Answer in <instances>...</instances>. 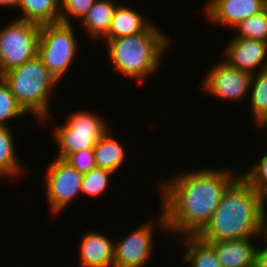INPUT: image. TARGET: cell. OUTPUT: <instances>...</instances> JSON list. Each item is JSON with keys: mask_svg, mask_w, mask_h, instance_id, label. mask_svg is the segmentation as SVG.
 Returning a JSON list of instances; mask_svg holds the SVG:
<instances>
[{"mask_svg": "<svg viewBox=\"0 0 267 267\" xmlns=\"http://www.w3.org/2000/svg\"><path fill=\"white\" fill-rule=\"evenodd\" d=\"M65 161L82 174L88 173L96 167L93 149L74 152Z\"/></svg>", "mask_w": 267, "mask_h": 267, "instance_id": "26", "label": "cell"}, {"mask_svg": "<svg viewBox=\"0 0 267 267\" xmlns=\"http://www.w3.org/2000/svg\"><path fill=\"white\" fill-rule=\"evenodd\" d=\"M156 222L145 221L118 243L114 242L113 267H145L154 251Z\"/></svg>", "mask_w": 267, "mask_h": 267, "instance_id": "10", "label": "cell"}, {"mask_svg": "<svg viewBox=\"0 0 267 267\" xmlns=\"http://www.w3.org/2000/svg\"><path fill=\"white\" fill-rule=\"evenodd\" d=\"M102 118L95 112L80 110L70 114L65 124L56 126L52 132L59 147L56 158L65 160L74 152L94 149L97 141L110 128Z\"/></svg>", "mask_w": 267, "mask_h": 267, "instance_id": "6", "label": "cell"}, {"mask_svg": "<svg viewBox=\"0 0 267 267\" xmlns=\"http://www.w3.org/2000/svg\"><path fill=\"white\" fill-rule=\"evenodd\" d=\"M256 191L258 208L261 213L267 212V182L266 183H249Z\"/></svg>", "mask_w": 267, "mask_h": 267, "instance_id": "28", "label": "cell"}, {"mask_svg": "<svg viewBox=\"0 0 267 267\" xmlns=\"http://www.w3.org/2000/svg\"><path fill=\"white\" fill-rule=\"evenodd\" d=\"M251 77V73L233 68L220 59L205 73L200 85L201 89L212 97L235 103L247 99Z\"/></svg>", "mask_w": 267, "mask_h": 267, "instance_id": "9", "label": "cell"}, {"mask_svg": "<svg viewBox=\"0 0 267 267\" xmlns=\"http://www.w3.org/2000/svg\"><path fill=\"white\" fill-rule=\"evenodd\" d=\"M40 27L14 19L0 28V76L37 56Z\"/></svg>", "mask_w": 267, "mask_h": 267, "instance_id": "7", "label": "cell"}, {"mask_svg": "<svg viewBox=\"0 0 267 267\" xmlns=\"http://www.w3.org/2000/svg\"><path fill=\"white\" fill-rule=\"evenodd\" d=\"M112 241L100 232H85L79 245L80 267H113Z\"/></svg>", "mask_w": 267, "mask_h": 267, "instance_id": "14", "label": "cell"}, {"mask_svg": "<svg viewBox=\"0 0 267 267\" xmlns=\"http://www.w3.org/2000/svg\"><path fill=\"white\" fill-rule=\"evenodd\" d=\"M25 114L27 113L17 103L8 85L0 77V126L11 127L7 121L11 122L16 117L21 118Z\"/></svg>", "mask_w": 267, "mask_h": 267, "instance_id": "24", "label": "cell"}, {"mask_svg": "<svg viewBox=\"0 0 267 267\" xmlns=\"http://www.w3.org/2000/svg\"><path fill=\"white\" fill-rule=\"evenodd\" d=\"M115 140L111 129L97 141L93 149L96 167L104 168L117 173L125 160V147Z\"/></svg>", "mask_w": 267, "mask_h": 267, "instance_id": "18", "label": "cell"}, {"mask_svg": "<svg viewBox=\"0 0 267 267\" xmlns=\"http://www.w3.org/2000/svg\"><path fill=\"white\" fill-rule=\"evenodd\" d=\"M228 41L222 53L229 66L255 74L267 68V42L241 37ZM226 58V59H225Z\"/></svg>", "mask_w": 267, "mask_h": 267, "instance_id": "11", "label": "cell"}, {"mask_svg": "<svg viewBox=\"0 0 267 267\" xmlns=\"http://www.w3.org/2000/svg\"><path fill=\"white\" fill-rule=\"evenodd\" d=\"M249 97L255 125L267 120V68L252 74Z\"/></svg>", "mask_w": 267, "mask_h": 267, "instance_id": "21", "label": "cell"}, {"mask_svg": "<svg viewBox=\"0 0 267 267\" xmlns=\"http://www.w3.org/2000/svg\"><path fill=\"white\" fill-rule=\"evenodd\" d=\"M115 174L110 170L95 167L88 173H85L81 184V194L89 197H97L104 194L109 188L110 178Z\"/></svg>", "mask_w": 267, "mask_h": 267, "instance_id": "23", "label": "cell"}, {"mask_svg": "<svg viewBox=\"0 0 267 267\" xmlns=\"http://www.w3.org/2000/svg\"><path fill=\"white\" fill-rule=\"evenodd\" d=\"M234 37L267 42V6L257 14L241 21L235 28Z\"/></svg>", "mask_w": 267, "mask_h": 267, "instance_id": "22", "label": "cell"}, {"mask_svg": "<svg viewBox=\"0 0 267 267\" xmlns=\"http://www.w3.org/2000/svg\"><path fill=\"white\" fill-rule=\"evenodd\" d=\"M15 96L17 103L40 123L49 122L52 117L49 98L59 82L41 59L36 56L21 66L0 76Z\"/></svg>", "mask_w": 267, "mask_h": 267, "instance_id": "4", "label": "cell"}, {"mask_svg": "<svg viewBox=\"0 0 267 267\" xmlns=\"http://www.w3.org/2000/svg\"><path fill=\"white\" fill-rule=\"evenodd\" d=\"M19 0H0V7H11L17 9Z\"/></svg>", "mask_w": 267, "mask_h": 267, "instance_id": "31", "label": "cell"}, {"mask_svg": "<svg viewBox=\"0 0 267 267\" xmlns=\"http://www.w3.org/2000/svg\"><path fill=\"white\" fill-rule=\"evenodd\" d=\"M72 24L62 22L42 25L37 56L48 71L60 81L69 71L79 46Z\"/></svg>", "mask_w": 267, "mask_h": 267, "instance_id": "5", "label": "cell"}, {"mask_svg": "<svg viewBox=\"0 0 267 267\" xmlns=\"http://www.w3.org/2000/svg\"><path fill=\"white\" fill-rule=\"evenodd\" d=\"M261 214L255 189L240 175L197 237L202 241L258 238Z\"/></svg>", "mask_w": 267, "mask_h": 267, "instance_id": "2", "label": "cell"}, {"mask_svg": "<svg viewBox=\"0 0 267 267\" xmlns=\"http://www.w3.org/2000/svg\"><path fill=\"white\" fill-rule=\"evenodd\" d=\"M97 0H61L60 22L72 24L71 19L80 21Z\"/></svg>", "mask_w": 267, "mask_h": 267, "instance_id": "25", "label": "cell"}, {"mask_svg": "<svg viewBox=\"0 0 267 267\" xmlns=\"http://www.w3.org/2000/svg\"><path fill=\"white\" fill-rule=\"evenodd\" d=\"M260 160L254 164L246 172L240 175L248 183H266L267 182V152L259 158Z\"/></svg>", "mask_w": 267, "mask_h": 267, "instance_id": "27", "label": "cell"}, {"mask_svg": "<svg viewBox=\"0 0 267 267\" xmlns=\"http://www.w3.org/2000/svg\"><path fill=\"white\" fill-rule=\"evenodd\" d=\"M161 30L152 23L141 33L104 40L114 70L138 83L155 73L171 42Z\"/></svg>", "mask_w": 267, "mask_h": 267, "instance_id": "3", "label": "cell"}, {"mask_svg": "<svg viewBox=\"0 0 267 267\" xmlns=\"http://www.w3.org/2000/svg\"><path fill=\"white\" fill-rule=\"evenodd\" d=\"M258 126V127H257ZM256 127L257 128H262V129H264V127H267V120H264V121H261V122H259L257 125H256ZM266 130H267V128H266ZM267 133V132H266ZM267 136V135H266Z\"/></svg>", "mask_w": 267, "mask_h": 267, "instance_id": "32", "label": "cell"}, {"mask_svg": "<svg viewBox=\"0 0 267 267\" xmlns=\"http://www.w3.org/2000/svg\"><path fill=\"white\" fill-rule=\"evenodd\" d=\"M181 242L185 247L182 262L189 267H221L214 249L207 243L200 240L197 236H183ZM185 241V242H184Z\"/></svg>", "mask_w": 267, "mask_h": 267, "instance_id": "20", "label": "cell"}, {"mask_svg": "<svg viewBox=\"0 0 267 267\" xmlns=\"http://www.w3.org/2000/svg\"><path fill=\"white\" fill-rule=\"evenodd\" d=\"M256 238L226 241H204L215 251L221 267H252L256 265Z\"/></svg>", "mask_w": 267, "mask_h": 267, "instance_id": "13", "label": "cell"}, {"mask_svg": "<svg viewBox=\"0 0 267 267\" xmlns=\"http://www.w3.org/2000/svg\"><path fill=\"white\" fill-rule=\"evenodd\" d=\"M117 5L114 0H97L80 21L91 39L105 38L111 26Z\"/></svg>", "mask_w": 267, "mask_h": 267, "instance_id": "16", "label": "cell"}, {"mask_svg": "<svg viewBox=\"0 0 267 267\" xmlns=\"http://www.w3.org/2000/svg\"><path fill=\"white\" fill-rule=\"evenodd\" d=\"M45 194L53 214H59L81 194L84 174L74 169L64 159L55 157L45 171ZM74 200V201H73Z\"/></svg>", "mask_w": 267, "mask_h": 267, "instance_id": "8", "label": "cell"}, {"mask_svg": "<svg viewBox=\"0 0 267 267\" xmlns=\"http://www.w3.org/2000/svg\"><path fill=\"white\" fill-rule=\"evenodd\" d=\"M256 265L258 267H267V247L266 246L257 245Z\"/></svg>", "mask_w": 267, "mask_h": 267, "instance_id": "29", "label": "cell"}, {"mask_svg": "<svg viewBox=\"0 0 267 267\" xmlns=\"http://www.w3.org/2000/svg\"><path fill=\"white\" fill-rule=\"evenodd\" d=\"M240 176L231 169H197L162 181L157 226L176 236H197L208 224L226 189Z\"/></svg>", "mask_w": 267, "mask_h": 267, "instance_id": "1", "label": "cell"}, {"mask_svg": "<svg viewBox=\"0 0 267 267\" xmlns=\"http://www.w3.org/2000/svg\"><path fill=\"white\" fill-rule=\"evenodd\" d=\"M139 11L126 5L117 4L112 22L105 40L135 35L145 31L153 22L147 20Z\"/></svg>", "mask_w": 267, "mask_h": 267, "instance_id": "15", "label": "cell"}, {"mask_svg": "<svg viewBox=\"0 0 267 267\" xmlns=\"http://www.w3.org/2000/svg\"><path fill=\"white\" fill-rule=\"evenodd\" d=\"M258 237V239L261 240L262 238L264 240L265 243L263 245L267 247V213L261 214Z\"/></svg>", "mask_w": 267, "mask_h": 267, "instance_id": "30", "label": "cell"}, {"mask_svg": "<svg viewBox=\"0 0 267 267\" xmlns=\"http://www.w3.org/2000/svg\"><path fill=\"white\" fill-rule=\"evenodd\" d=\"M18 8L22 15L16 19L40 26L60 22L61 0H19Z\"/></svg>", "mask_w": 267, "mask_h": 267, "instance_id": "17", "label": "cell"}, {"mask_svg": "<svg viewBox=\"0 0 267 267\" xmlns=\"http://www.w3.org/2000/svg\"><path fill=\"white\" fill-rule=\"evenodd\" d=\"M12 127L0 126V178L22 177L26 169L18 159ZM23 173V174H22Z\"/></svg>", "mask_w": 267, "mask_h": 267, "instance_id": "19", "label": "cell"}, {"mask_svg": "<svg viewBox=\"0 0 267 267\" xmlns=\"http://www.w3.org/2000/svg\"><path fill=\"white\" fill-rule=\"evenodd\" d=\"M204 5L205 17L213 25L234 29L244 19L262 11L267 0H209Z\"/></svg>", "mask_w": 267, "mask_h": 267, "instance_id": "12", "label": "cell"}]
</instances>
